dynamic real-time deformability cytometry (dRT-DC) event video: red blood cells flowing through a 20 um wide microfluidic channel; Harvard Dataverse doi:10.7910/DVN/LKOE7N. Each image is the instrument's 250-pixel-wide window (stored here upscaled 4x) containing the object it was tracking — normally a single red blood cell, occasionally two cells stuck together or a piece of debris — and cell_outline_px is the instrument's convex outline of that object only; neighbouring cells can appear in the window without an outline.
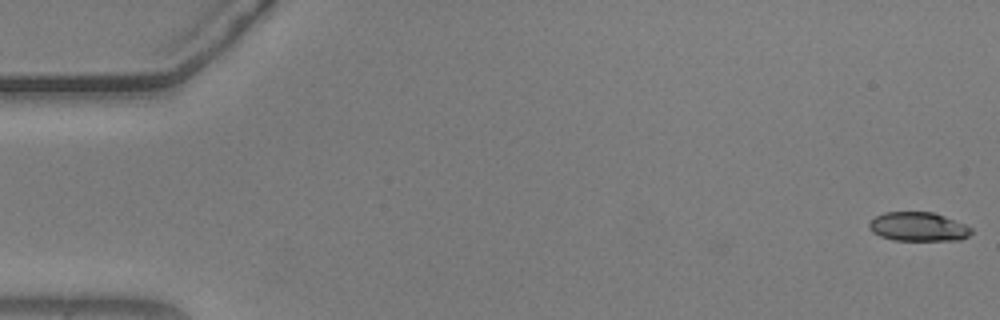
{"species": "common noctule bat (a hibernating species)", "species_latin": "Nyctalus noctula", "temperature_condition": "warm", "stored_images_in_passage": 55, "camera_frame_rate_fps": 3000, "um_per_image_px": 0.085, "animal": {"sex": "male", "body_mass_g": 20.5, "forearm_length_mm": 52.5}, "frame": {"image": 1, "passage_image": 1, "time_ms": 0.0, "image_size_px": [1000, 320], "cell_outline_px": [[972, 232], [968, 236], [960, 240], [892, 240], [880, 236], [872, 232], [868, 228], [868, 224], [876, 216], [884, 212], [932, 212], [944, 216], [964, 224], [972, 228]], "centroid_in_image_um": [78.03, 19.27], "position_along_channel_um": 7.0, "area_um2": 17.22}}
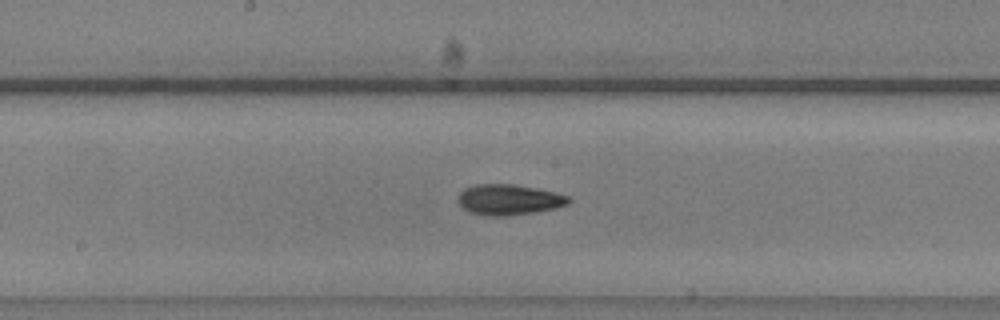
{"frame": {"image": 2, "passage_image": 29, "time_ms": 9.333, "image_size_px": [1000, 320], "cell_outline_px": [[572, 200], [568, 204], [556, 208], [508, 216], [484, 216], [468, 212], [456, 200], [460, 192], [464, 188], [476, 184], [512, 184], [536, 188], [556, 192], [568, 196]], "centroid_in_image_um": [43.23, 16.97], "position_along_channel_um": 205.0, "area_um2": 19.88}}
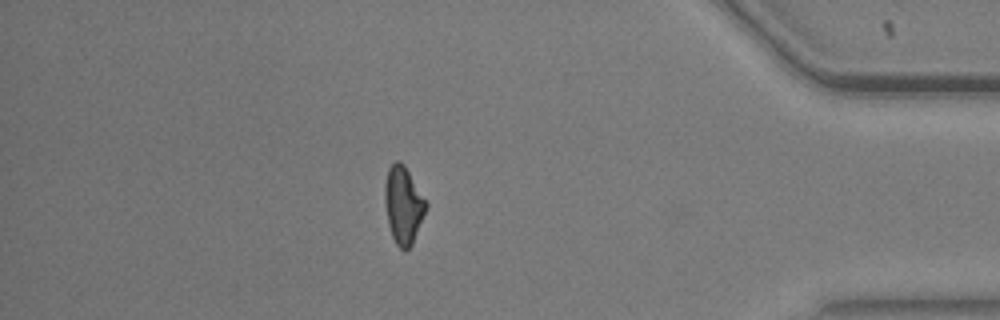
{"frame": {"image": 3, "passage_image": 48, "time_ms": 15.667, "image_size_px": [1000, 320], "cell_outline_px": [[428, 208], [412, 244], [404, 252], [396, 244], [392, 236], [388, 224], [384, 200], [384, 184], [388, 168], [396, 160], [400, 160], [404, 164], [428, 204]], "centroid_in_image_um": [34.28, 17.43], "position_along_channel_um": 400.9, "area_um2": 18.73}, "authors_computed_cell_mechanics": {"area_um2": 18.5538, "velocity_mm_per_s": 3.7023, "shape_relaxation_time_tau1_ms": 2.5958, "shape_relaxation_time_tau2_ms": 2.826, "deformation_change_tau1": 0.1352, "deformation_change_tau2": 0.109}}